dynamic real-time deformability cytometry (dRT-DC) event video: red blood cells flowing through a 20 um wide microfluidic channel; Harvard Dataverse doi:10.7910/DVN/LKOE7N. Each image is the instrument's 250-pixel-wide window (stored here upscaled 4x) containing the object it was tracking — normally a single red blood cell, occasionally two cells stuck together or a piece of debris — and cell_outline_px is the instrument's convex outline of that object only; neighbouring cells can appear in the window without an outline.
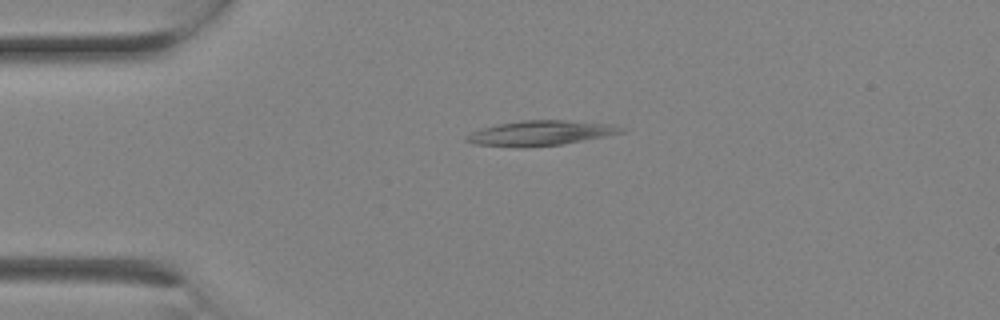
{"species": "Egyptian fruit bat (a non-hibernating species)", "species_latin": "Rousettus aegyptiacus", "temperature_condition": "room temperature", "stored_images_in_passage": 2, "camera_frame_rate_fps": 3000, "um_per_image_px": 0.085, "animal": {"sex": "female"}, "frame": {"image": 1, "passage_image": 2, "time_ms": 0.333, "image_size_px": [1000, 320], "cell_outline_px": [[628, 128], [624, 132], [608, 136], [564, 144], [524, 148], [520, 148], [472, 144], [464, 140], [464, 136], [472, 132], [496, 124], [520, 120], [564, 120], [616, 124]], "centroid_in_image_um": [45.99, 11.32], "position_along_channel_um": 39.0, "area_um2": 23.06}}